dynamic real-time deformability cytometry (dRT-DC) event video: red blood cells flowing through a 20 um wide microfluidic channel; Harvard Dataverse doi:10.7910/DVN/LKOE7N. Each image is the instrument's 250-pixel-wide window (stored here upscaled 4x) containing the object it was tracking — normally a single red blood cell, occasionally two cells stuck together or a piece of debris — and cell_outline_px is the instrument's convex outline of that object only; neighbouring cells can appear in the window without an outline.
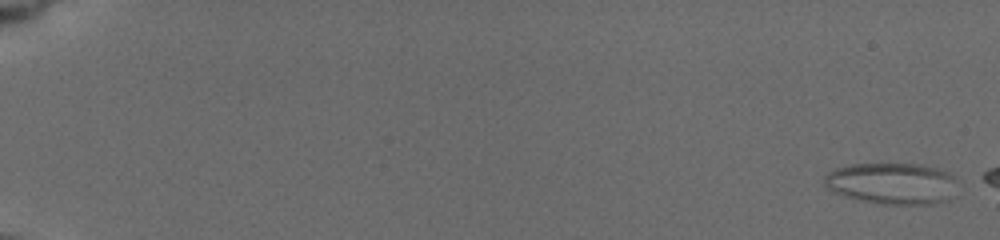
{"species": "common noctule bat (a hibernating species)", "species_latin": "Nyctalus noctula", "temperature_condition": "cold", "stored_images_in_passage": 5, "camera_frame_rate_fps": 3000, "um_per_image_px": 0.085, "animal": {"sex": "female", "body_mass_g": 19.5, "forearm_length_mm": 54.1}, "frame": {"image": 1, "passage_image": 1, "time_ms": 0.0, "image_size_px": [1000, 240], "cell_outline_px": [[952, 176], [940, 200], [932, 204], [880, 204], [832, 192], [824, 184], [824, 176], [828, 172], [836, 168], [852, 164], [924, 164], [948, 172]], "centroid_in_image_um": [75.61, 15.56], "position_along_channel_um": 9.4, "area_um2": 30.63}}